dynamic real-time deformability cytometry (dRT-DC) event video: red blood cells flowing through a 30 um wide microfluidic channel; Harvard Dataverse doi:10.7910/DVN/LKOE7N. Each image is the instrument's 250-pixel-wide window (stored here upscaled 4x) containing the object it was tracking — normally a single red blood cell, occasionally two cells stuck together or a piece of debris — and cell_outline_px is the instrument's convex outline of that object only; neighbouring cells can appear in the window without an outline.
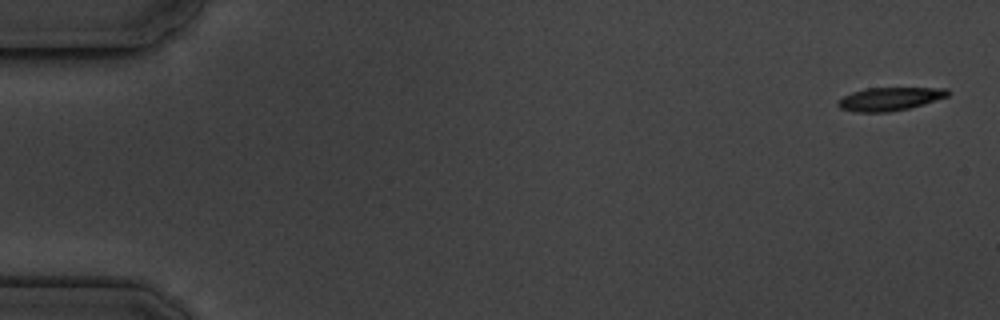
{"species": "common noctule bat (a hibernating species)", "species_latin": "Nyctalus noctula", "temperature_condition": "cold", "stored_images_in_passage": 5, "camera_frame_rate_fps": 3000, "um_per_image_px": 0.085, "animal": {"sex": "male", "body_mass_g": 19.5, "forearm_length_mm": 54.6}, "frame": {"image": 1, "passage_image": 1, "time_ms": 0.0, "image_size_px": [1000, 320], "cell_outline_px": [[948, 96], [908, 108], [888, 112], [856, 112], [840, 108], [836, 104], [844, 96], [852, 92], [864, 88], [948, 88]], "centroid_in_image_um": [75.59, 8.4], "position_along_channel_um": 9.4, "area_um2": 14.62}}
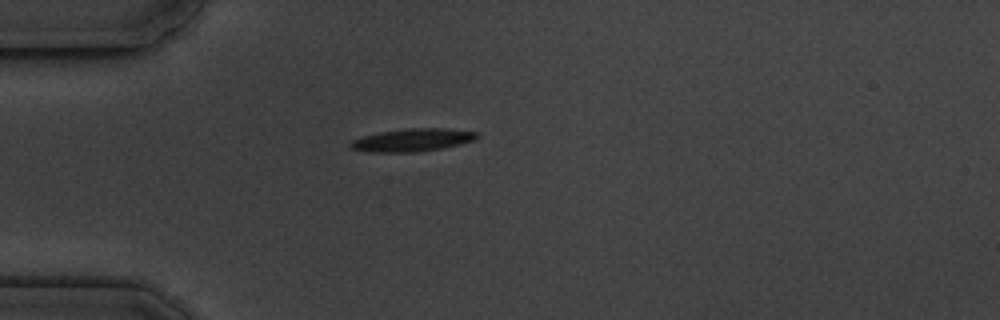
{"frame": {"image": 2, "passage_image": 5, "time_ms": 4.667, "image_size_px": [1000, 320], "cell_outline_px": [[476, 140], [444, 148], [416, 152], [372, 152], [352, 148], [348, 144], [352, 140], [364, 136], [380, 132], [408, 128], [444, 128], [476, 132]], "centroid_in_image_um": [35.06, 11.9], "position_along_channel_um": 49.9, "area_um2": 16.65}}